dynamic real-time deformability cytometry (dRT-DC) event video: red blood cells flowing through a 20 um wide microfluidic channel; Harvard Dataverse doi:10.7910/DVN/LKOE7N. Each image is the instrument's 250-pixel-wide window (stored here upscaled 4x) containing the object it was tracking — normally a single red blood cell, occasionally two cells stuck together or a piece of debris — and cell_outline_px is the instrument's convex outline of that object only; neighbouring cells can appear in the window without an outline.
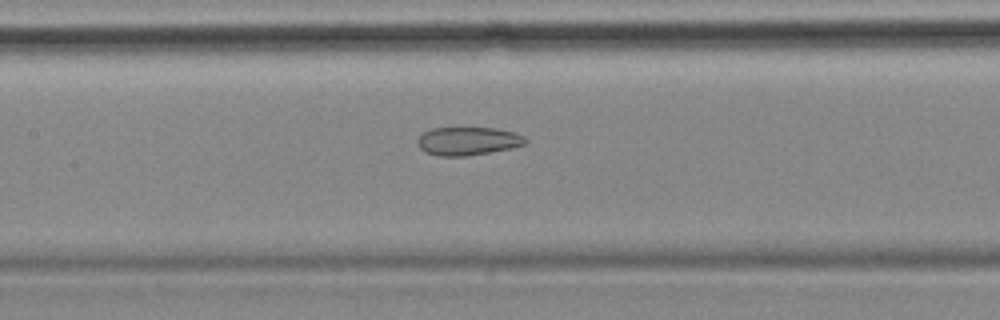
{"species": "common noctule bat (a hibernating species)", "species_latin": "Nyctalus noctula", "temperature_condition": "cold", "stored_images_in_passage": 55, "camera_frame_rate_fps": 3000, "um_per_image_px": 0.085, "animal": {"sex": "female", "body_mass_g": 18.4}, "frame": {"image": 1, "passage_image": 25, "time_ms": 8.0, "image_size_px": [1000, 320], "cell_outline_px": [[528, 140], [524, 144], [512, 148], [464, 156], [440, 156], [424, 152], [420, 148], [416, 140], [424, 132], [432, 128], [496, 128], [516, 132], [524, 136]], "centroid_in_image_um": [39.78, 11.98], "position_along_channel_um": 167.6, "area_um2": 17.74}}
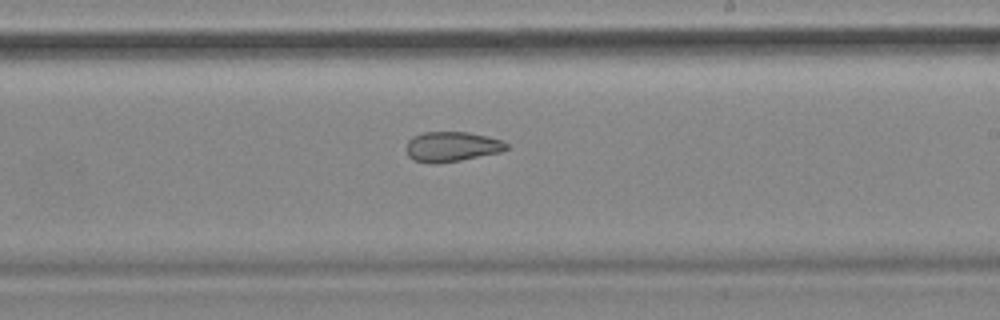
{"frame": {"image": 2, "passage_image": 32, "time_ms": 10.333, "image_size_px": [1000, 320], "cell_outline_px": [[508, 148], [500, 152], [460, 160], [436, 164], [432, 164], [412, 160], [408, 156], [404, 148], [408, 140], [412, 136], [424, 132], [468, 132], [488, 136], [504, 140], [508, 144]], "centroid_in_image_um": [38.37, 12.46], "position_along_channel_um": 250.6, "area_um2": 17.8}}
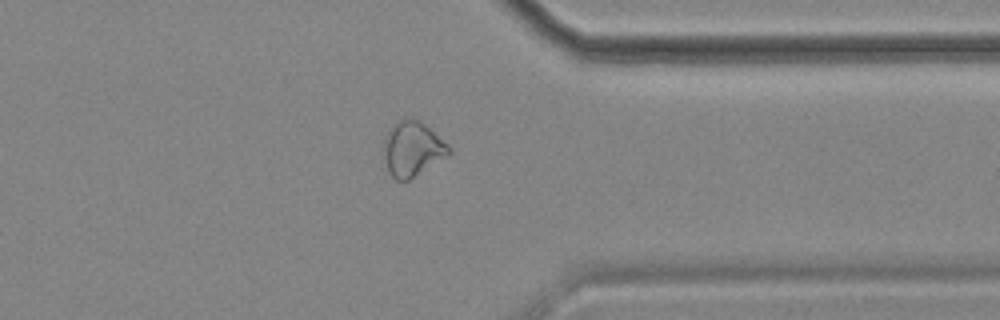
{"frame": {"image": 3, "passage_image": 43, "time_ms": 14.0, "image_size_px": [1000, 320], "cell_outline_px": [[452, 152], [408, 180], [396, 180], [388, 172], [380, 152], [384, 140], [388, 132], [400, 120], [408, 116], [416, 116], [448, 144], [452, 148]], "centroid_in_image_um": [35.02, 12.62], "position_along_channel_um": 376.4, "area_um2": 21.04}, "authors_computed_cell_mechanics": {"area_um2": 22.3686, "velocity_mm_per_s": 3.5719, "shape_relaxation_time_tau1_ms": null, "shape_relaxation_time_tau2_ms": 3.6635, "deformation_change_tau1": null, "deformation_change_tau2": 0.1095}}